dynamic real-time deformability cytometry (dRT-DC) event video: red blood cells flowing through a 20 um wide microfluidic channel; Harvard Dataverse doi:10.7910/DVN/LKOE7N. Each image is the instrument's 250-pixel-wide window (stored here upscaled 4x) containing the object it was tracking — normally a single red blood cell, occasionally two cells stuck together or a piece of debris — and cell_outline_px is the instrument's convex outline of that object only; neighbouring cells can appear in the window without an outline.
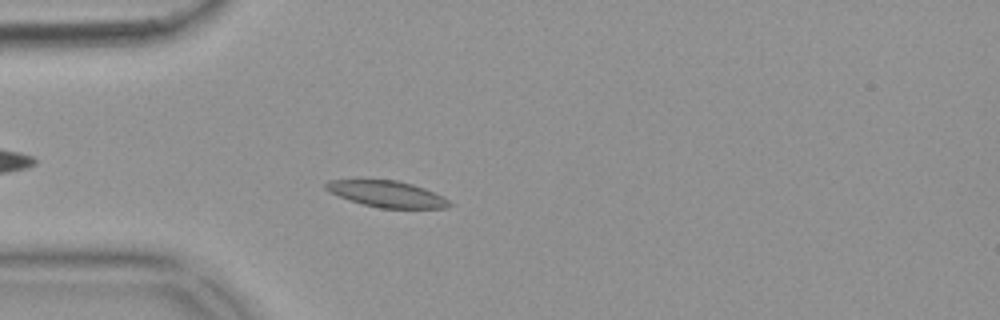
{"species": "common noctule bat (a hibernating species)", "species_latin": "Nyctalus noctula", "temperature_condition": "warm", "stored_images_in_passage": 53, "camera_frame_rate_fps": 3000, "um_per_image_px": 0.085, "animal": {"sex": "female", "body_mass_g": 18.4}, "frame": {"image": 1, "passage_image": 13, "time_ms": 4.0, "image_size_px": [1000, 320], "cell_outline_px": [[456, 204], [448, 208], [380, 208], [364, 204], [328, 192], [324, 188], [324, 184], [328, 180], [360, 176], [396, 180], [412, 184], [424, 188], [444, 196]], "centroid_in_image_um": [32.84, 16.43], "position_along_channel_um": 52.2, "area_um2": 19.94}}
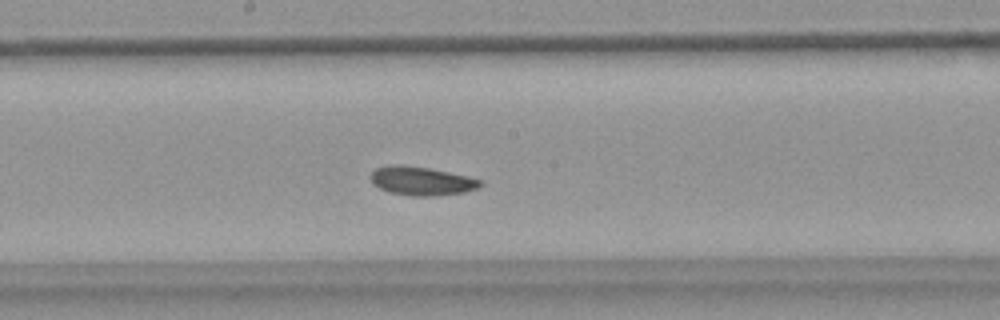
{"frame": {"image": 2, "passage_image": 27, "time_ms": 8.667, "image_size_px": [1000, 320], "cell_outline_px": [[484, 184], [476, 188], [464, 192], [436, 196], [412, 196], [392, 192], [380, 188], [372, 184], [368, 176], [376, 168], [392, 164], [400, 164], [428, 168], [468, 176], [484, 180]], "centroid_in_image_um": [35.82, 15.38], "position_along_channel_um": 212.4, "area_um2": 18.44}}
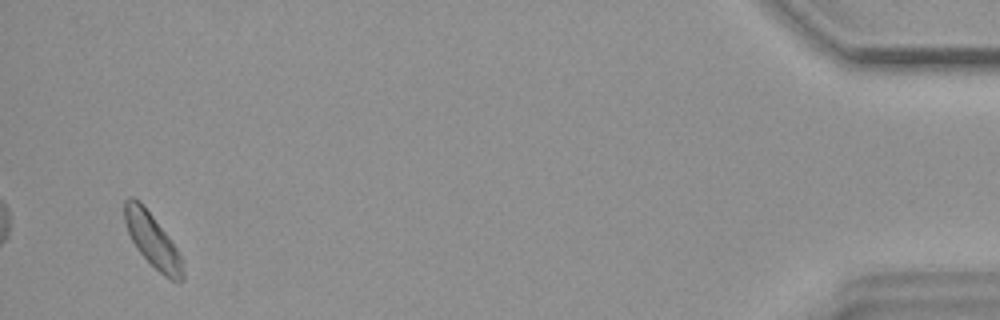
{"frame": {"image": 3, "passage_image": 51, "time_ms": 16.667, "image_size_px": [1000, 320], "cell_outline_px": [[184, 280], [180, 284], [164, 276], [136, 248], [128, 232], [124, 220], [124, 200], [128, 196], [132, 196], [140, 200], [168, 236], [180, 252], [184, 272]], "centroid_in_image_um": [12.97, 20.42], "position_along_channel_um": 422.2, "area_um2": 18.26}, "authors_computed_cell_mechanics": {"area_um2": 18.3226, "velocity_mm_per_s": 3.6356, "shape_relaxation_time_tau1_ms": 3.7611, "shape_relaxation_time_tau2_ms": 5.3451, "deformation_change_tau1": 0.0803, "deformation_change_tau2": 0.1057}}